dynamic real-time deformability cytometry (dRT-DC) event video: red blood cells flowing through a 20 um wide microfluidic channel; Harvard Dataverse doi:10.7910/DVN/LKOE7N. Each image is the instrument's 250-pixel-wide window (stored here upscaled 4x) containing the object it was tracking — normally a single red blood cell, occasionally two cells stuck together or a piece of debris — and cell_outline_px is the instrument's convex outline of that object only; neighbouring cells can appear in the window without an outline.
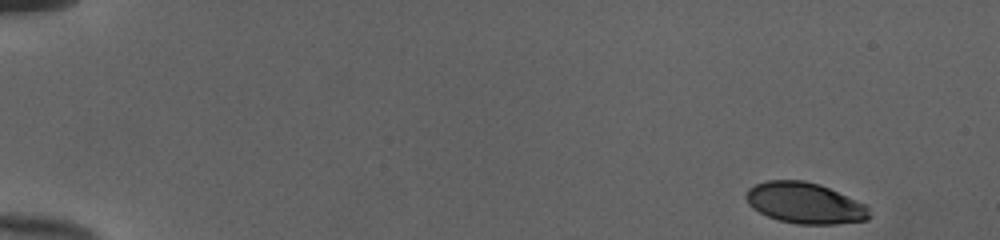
{"species": "human", "species_latin": "Homo sapiens", "temperature_condition": "cold", "stored_images_in_passage": 49, "camera_frame_rate_fps": 3000, "um_per_image_px": 0.085, "donor": {"sex": "female"}, "frame": {"image": 1, "passage_image": 1, "time_ms": 0.0, "image_size_px": [1000, 240], "cell_outline_px": [[872, 216], [868, 220], [836, 224], [796, 224], [780, 220], [768, 216], [752, 208], [748, 204], [744, 196], [748, 188], [756, 184], [768, 180], [804, 180], [820, 184], [864, 204], [868, 208]], "centroid_in_image_um": [68.4, 17.26], "position_along_channel_um": 16.6, "area_um2": 29.48}}
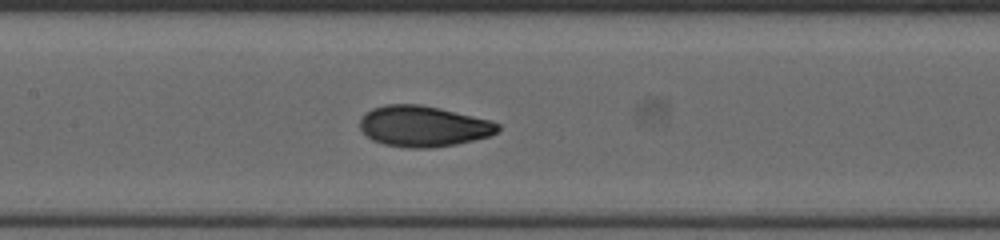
{"frame": {"image": 2, "passage_image": 24, "time_ms": 7.667, "image_size_px": [1000, 240], "cell_outline_px": [[500, 128], [492, 136], [456, 144], [432, 148], [408, 148], [384, 144], [372, 140], [360, 128], [360, 116], [364, 112], [372, 108], [384, 104], [420, 104], [440, 108], [492, 120], [500, 124]], "centroid_in_image_um": [35.99, 10.72], "position_along_channel_um": 171.4, "area_um2": 33.18}}
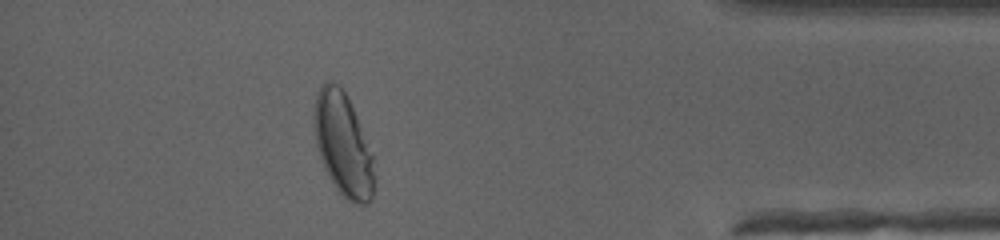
{"frame": {"image": 3, "passage_image": 44, "time_ms": 14.333, "image_size_px": [1000, 240], "cell_outline_px": [[376, 180], [372, 200], [368, 204], [356, 204], [348, 200], [336, 188], [328, 176], [324, 168], [316, 144], [312, 120], [312, 112], [316, 92], [328, 80], [332, 80], [340, 84], [348, 96], [372, 156], [376, 176]], "centroid_in_image_um": [29.15, 12.27], "position_along_channel_um": 406.1, "area_um2": 36.53}, "authors_computed_cell_mechanics": {"area_um2": 32.1368, "velocity_mm_per_s": 4.0144, "shape_relaxation_time_tau1_ms": 3.7562, "shape_relaxation_time_tau2_ms": 0.7873, "deformation_change_tau1": 0.1712, "deformation_change_tau2": 0.0467}}